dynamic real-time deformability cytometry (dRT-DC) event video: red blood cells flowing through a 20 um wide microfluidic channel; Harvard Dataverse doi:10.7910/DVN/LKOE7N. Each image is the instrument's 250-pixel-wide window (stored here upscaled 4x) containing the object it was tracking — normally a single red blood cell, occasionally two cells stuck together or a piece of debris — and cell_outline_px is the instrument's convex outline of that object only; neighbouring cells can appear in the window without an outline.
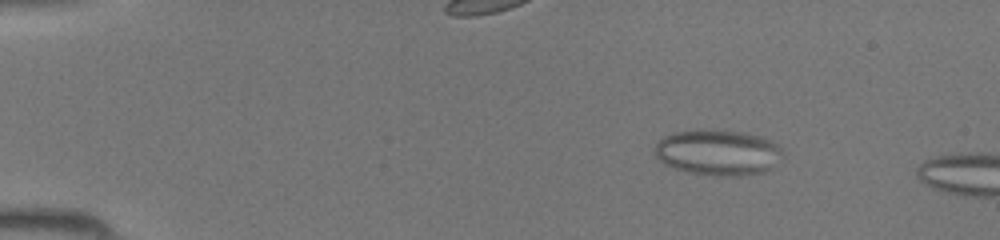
{"species": "common noctule bat (a hibernating species)", "species_latin": "Nyctalus noctula", "temperature_condition": "room temperature", "stored_images_in_passage": 11, "camera_frame_rate_fps": 3000, "um_per_image_px": 0.085, "animal": {"sex": "female", "body_mass_g": 19.5, "forearm_length_mm": 54.1}, "frame": {"image": 1, "passage_image": 8, "time_ms": 2.333, "image_size_px": [1000, 240], "cell_outline_px": [[780, 152], [768, 168], [760, 172], [732, 176], [692, 172], [676, 168], [664, 164], [656, 156], [656, 144], [664, 136], [676, 132], [696, 128], [700, 128], [744, 132], [760, 136], [776, 144], [780, 148]], "centroid_in_image_um": [60.93, 12.91], "position_along_channel_um": 24.1, "area_um2": 33.06}}